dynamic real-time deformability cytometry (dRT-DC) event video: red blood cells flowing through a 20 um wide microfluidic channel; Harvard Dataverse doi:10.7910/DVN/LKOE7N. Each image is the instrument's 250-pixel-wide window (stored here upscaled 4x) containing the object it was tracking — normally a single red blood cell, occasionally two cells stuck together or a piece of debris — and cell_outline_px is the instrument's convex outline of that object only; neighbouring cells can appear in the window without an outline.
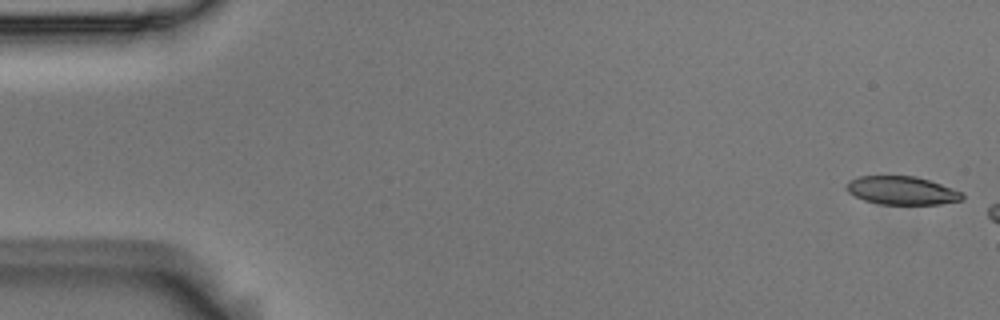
{"species": "Egyptian fruit bat (a non-hibernating species)", "species_latin": "Rousettus aegyptiacus", "temperature_condition": "room temperature", "stored_images_in_passage": 7, "camera_frame_rate_fps": 3000, "um_per_image_px": 0.085, "animal": {"sex": "male"}, "frame": {"image": 1, "passage_image": 1, "time_ms": 0.0, "image_size_px": [1000, 320], "cell_outline_px": [[964, 200], [940, 204], [880, 204], [864, 200], [848, 192], [844, 188], [852, 180], [860, 176], [916, 176], [964, 192]], "centroid_in_image_um": [76.7, 16.2], "position_along_channel_um": 8.3, "area_um2": 19.02}}